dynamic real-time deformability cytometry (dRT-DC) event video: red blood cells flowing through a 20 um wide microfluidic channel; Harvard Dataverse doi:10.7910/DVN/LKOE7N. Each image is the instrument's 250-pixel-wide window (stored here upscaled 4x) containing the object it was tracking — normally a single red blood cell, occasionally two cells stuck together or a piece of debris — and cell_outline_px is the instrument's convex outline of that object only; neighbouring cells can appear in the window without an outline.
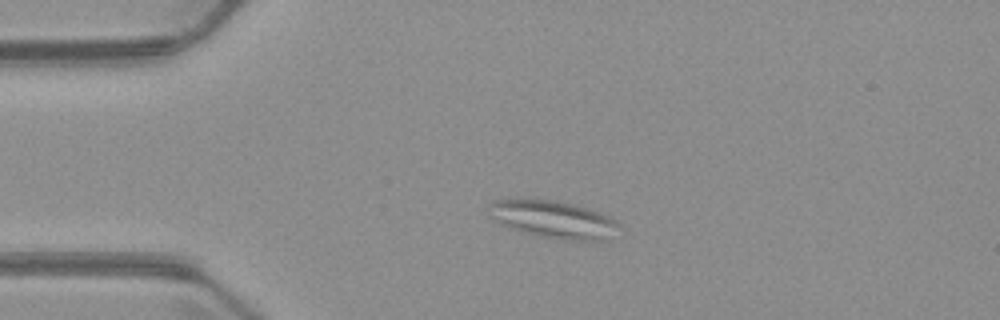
{"species": "common noctule bat (a hibernating species)", "species_latin": "Nyctalus noctula", "temperature_condition": "warm", "stored_images_in_passage": 6, "camera_frame_rate_fps": 3000, "um_per_image_px": 0.085, "animal": {"sex": "male", "body_mass_g": 23.1, "forearm_length_mm": 52.7}, "frame": {"image": 1, "passage_image": 2, "time_ms": 1.0, "image_size_px": [1000, 320], "cell_outline_px": [[620, 228], [604, 240], [564, 240], [536, 236], [500, 224], [492, 216], [488, 204], [492, 200], [512, 196], [524, 196], [556, 200], [588, 208], [612, 216], [620, 224]], "centroid_in_image_um": [46.98, 18.59], "position_along_channel_um": 38.0, "area_um2": 29.3}}
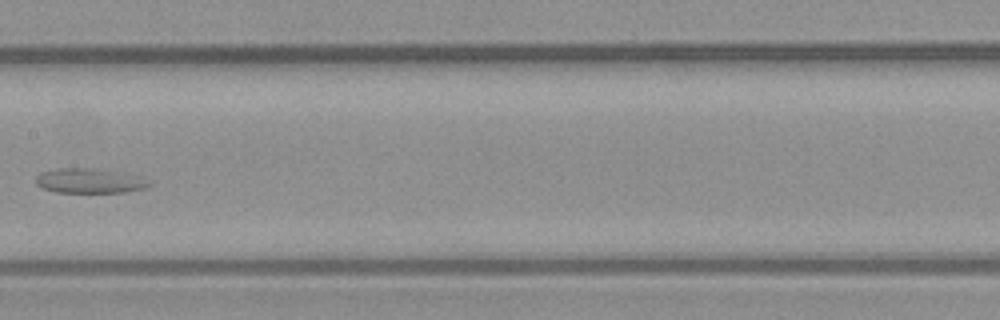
{"frame": {"image": 2, "passage_image": 6, "time_ms": 6.0, "image_size_px": [1000, 320], "cell_outline_px": [[152, 184], [148, 188], [124, 192], [56, 192], [44, 188], [36, 184], [36, 176], [40, 172], [60, 168], [104, 168], [136, 176]], "centroid_in_image_um": [7.6, 15.36], "position_along_channel_um": 199.8, "area_um2": 16.3}}